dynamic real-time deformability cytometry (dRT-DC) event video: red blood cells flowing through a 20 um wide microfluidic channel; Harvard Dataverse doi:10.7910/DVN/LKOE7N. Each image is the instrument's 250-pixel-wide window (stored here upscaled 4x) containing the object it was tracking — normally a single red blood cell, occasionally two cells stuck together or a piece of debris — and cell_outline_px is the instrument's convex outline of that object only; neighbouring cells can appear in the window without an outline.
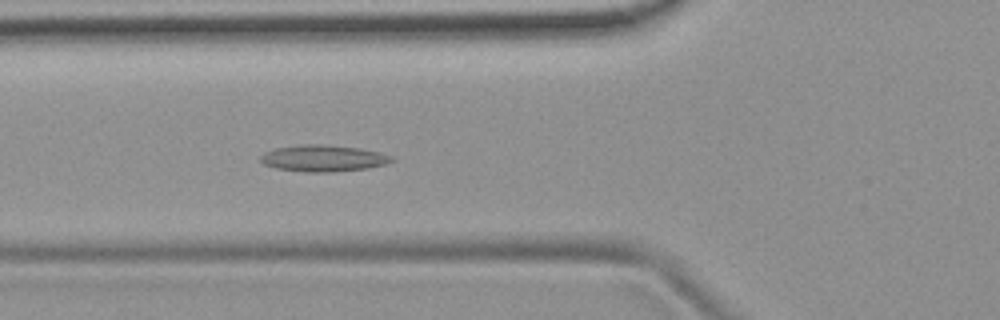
{"species": "common noctule bat (a hibernating species)", "species_latin": "Nyctalus noctula", "temperature_condition": "room temperature", "stored_images_in_passage": 41, "camera_frame_rate_fps": 3000, "um_per_image_px": 0.085, "animal": {"sex": "female", "body_mass_g": 19.9}, "frame": {"image": 1, "passage_image": 17, "time_ms": 5.333, "image_size_px": [1000, 320], "cell_outline_px": [[396, 160], [384, 164], [368, 168], [332, 172], [308, 172], [276, 168], [264, 164], [260, 160], [260, 156], [264, 152], [276, 148], [300, 144], [320, 144], [360, 148], [380, 152], [392, 156]], "centroid_in_image_um": [27.48, 13.45], "position_along_channel_um": 98.3, "area_um2": 20.29}}
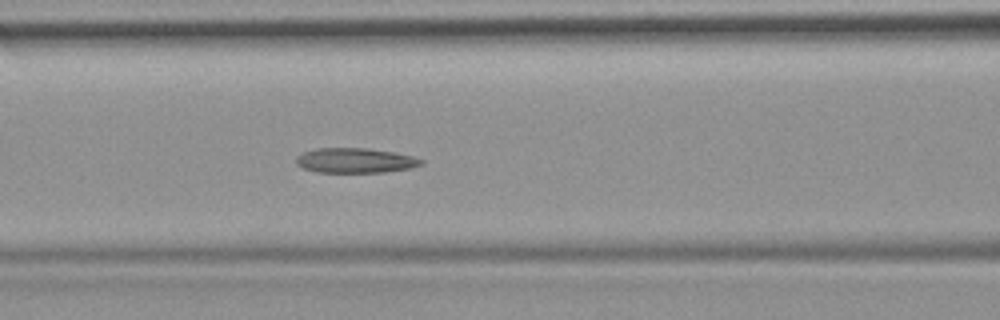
{"frame": {"image": 2, "passage_image": 20, "time_ms": 6.333, "image_size_px": [1000, 320], "cell_outline_px": [[424, 164], [412, 168], [384, 172], [316, 172], [304, 168], [296, 164], [296, 156], [304, 152], [316, 148], [368, 148], [396, 152], [412, 156], [424, 160]], "centroid_in_image_um": [30.23, 13.64], "position_along_channel_um": 136.4, "area_um2": 18.26}}
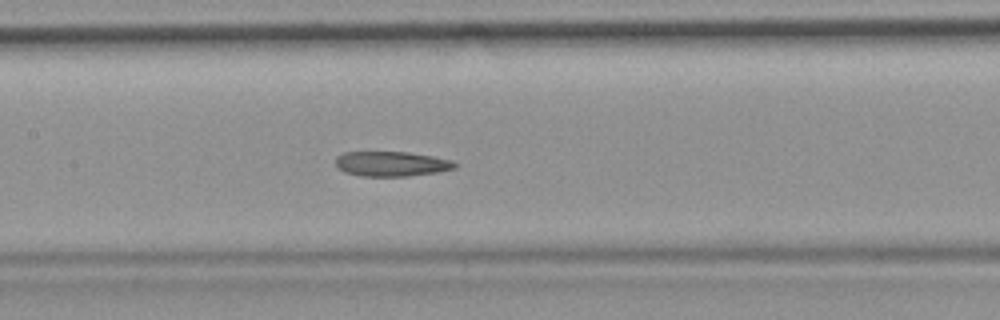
{"frame": {"image": 3, "passage_image": 23, "time_ms": 7.333, "image_size_px": [1000, 320], "cell_outline_px": [[460, 164], [456, 168], [436, 172], [408, 176], [360, 176], [344, 172], [336, 168], [336, 156], [344, 152], [408, 152], [432, 156], [452, 160]], "centroid_in_image_um": [33.27, 13.93], "position_along_channel_um": 174.1, "area_um2": 17.46}, "authors_computed_cell_mechanics": {"area_um2": 18.6116, "velocity_mm_per_s": 3.782, "shape_relaxation_time_tau1_ms": null, "shape_relaxation_time_tau2_ms": 3.784, "deformation_change_tau1": null, "deformation_change_tau2": 0.1165}}